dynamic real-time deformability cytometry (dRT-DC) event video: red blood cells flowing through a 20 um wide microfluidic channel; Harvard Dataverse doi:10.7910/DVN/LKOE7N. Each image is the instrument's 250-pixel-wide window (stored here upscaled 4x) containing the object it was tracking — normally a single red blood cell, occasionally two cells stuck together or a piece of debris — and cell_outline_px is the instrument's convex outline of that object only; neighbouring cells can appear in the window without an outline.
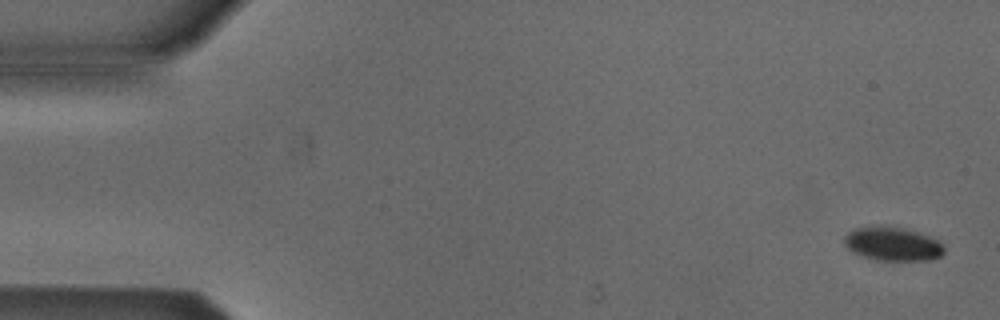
{"species": "Egyptian fruit bat (a non-hibernating species)", "species_latin": "Rousettus aegyptiacus", "temperature_condition": "cold", "stored_images_in_passage": 6, "camera_frame_rate_fps": 3000, "um_per_image_px": 0.085, "animal": {"sex": "male"}, "frame": {"image": 1, "passage_image": 1, "time_ms": 0.0, "image_size_px": [1000, 320], "cell_outline_px": [[944, 252], [940, 256], [932, 260], [876, 260], [852, 252], [844, 244], [844, 236], [848, 232], [856, 228], [868, 224], [884, 224], [904, 228], [928, 236], [936, 240], [944, 248]], "centroid_in_image_um": [75.81, 20.7], "position_along_channel_um": 9.2, "area_um2": 19.88}}
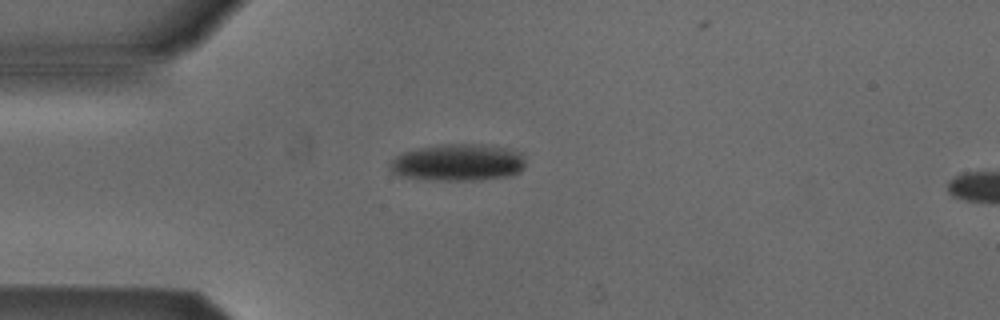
{"frame": {"image": 2, "passage_image": 5, "time_ms": 24.333, "image_size_px": [1000, 320], "cell_outline_px": [[524, 168], [520, 172], [512, 176], [480, 180], [428, 180], [404, 176], [392, 172], [388, 168], [388, 164], [396, 156], [404, 152], [420, 148], [444, 144], [484, 144], [504, 148], [520, 152], [524, 156]], "centroid_in_image_um": [38.95, 13.82], "position_along_channel_um": 46.0, "area_um2": 29.3}}